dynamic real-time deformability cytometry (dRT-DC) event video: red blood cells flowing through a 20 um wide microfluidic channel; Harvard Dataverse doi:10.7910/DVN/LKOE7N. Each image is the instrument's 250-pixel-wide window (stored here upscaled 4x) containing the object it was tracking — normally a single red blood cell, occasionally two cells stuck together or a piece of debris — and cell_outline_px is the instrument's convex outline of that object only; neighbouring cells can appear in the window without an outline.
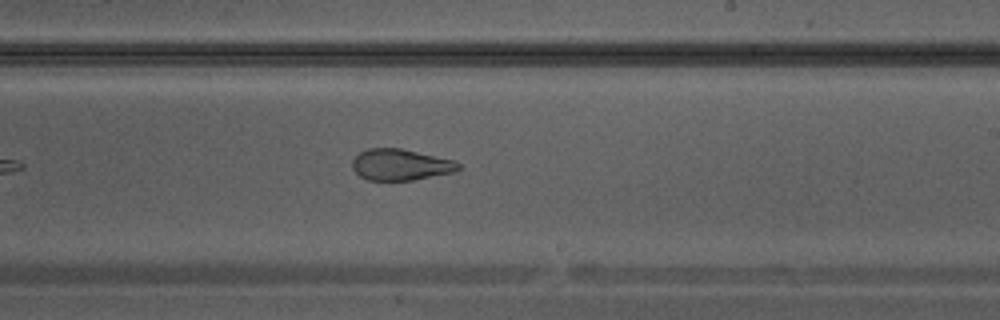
{"species": "Egyptian fruit bat (a non-hibernating species)", "species_latin": "Rousettus aegyptiacus", "temperature_condition": "warm", "stored_images_in_passage": 27, "camera_frame_rate_fps": 3000, "um_per_image_px": 0.085, "animal": {"sex": "male"}, "frame": {"image": 1, "passage_image": 12, "time_ms": 3.667, "image_size_px": [1000, 320], "cell_outline_px": [[460, 168], [456, 172], [412, 180], [368, 180], [360, 176], [352, 168], [352, 160], [360, 152], [368, 148], [400, 148], [452, 160], [460, 164]], "centroid_in_image_um": [34.03, 14.0], "position_along_channel_um": 255.0, "area_um2": 19.19}}